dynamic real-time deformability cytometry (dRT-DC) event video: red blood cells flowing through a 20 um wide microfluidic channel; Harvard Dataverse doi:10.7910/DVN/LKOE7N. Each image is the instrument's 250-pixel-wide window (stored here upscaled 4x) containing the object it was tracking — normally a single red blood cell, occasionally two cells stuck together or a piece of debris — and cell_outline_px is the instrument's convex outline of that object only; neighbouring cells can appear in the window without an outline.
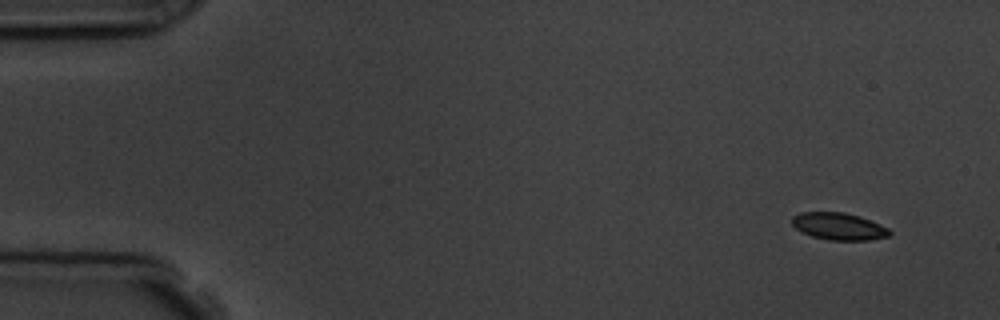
{"species": "common noctule bat (a hibernating species)", "species_latin": "Nyctalus noctula", "temperature_condition": "room temperature", "stored_images_in_passage": 7, "camera_frame_rate_fps": 3000, "um_per_image_px": 0.085, "animal": {"sex": "male", "body_mass_g": 19.5, "forearm_length_mm": 54.6}, "frame": {"image": 1, "passage_image": 1, "time_ms": 0.0, "image_size_px": [1000, 320], "cell_outline_px": [[892, 236], [868, 240], [828, 240], [812, 236], [800, 232], [792, 224], [792, 216], [800, 212], [844, 212], [860, 216], [880, 224], [888, 228], [892, 232]], "centroid_in_image_um": [71.31, 19.24], "position_along_channel_um": 13.7, "area_um2": 15.61}}
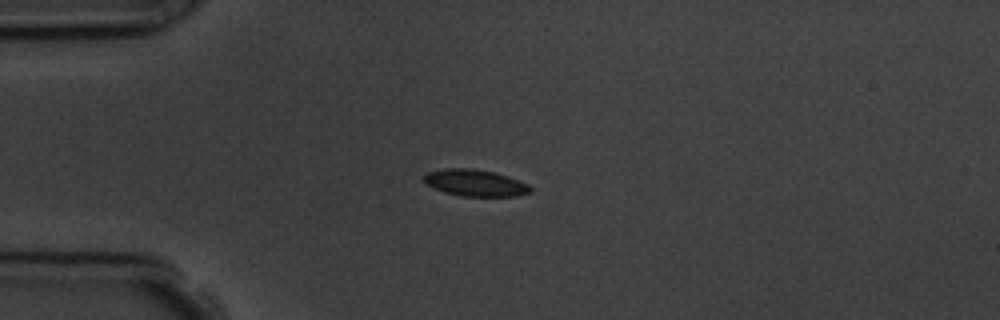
{"frame": {"image": 2, "passage_image": 4, "time_ms": 3.333, "image_size_px": [1000, 320], "cell_outline_px": [[532, 192], [516, 196], [460, 196], [444, 192], [432, 188], [424, 184], [424, 176], [428, 172], [448, 168], [472, 168], [496, 172], [508, 176], [528, 184], [532, 188]], "centroid_in_image_um": [40.39, 15.55], "position_along_channel_um": 44.6, "area_um2": 16.7}}
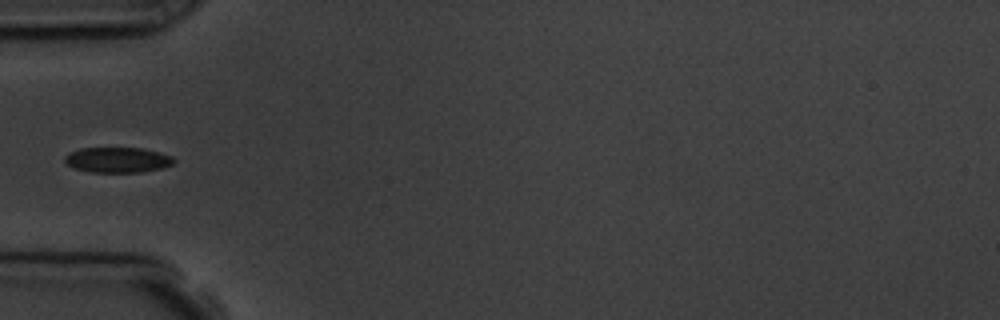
{"frame": {"image": 3, "passage_image": 5, "time_ms": 4.667, "image_size_px": [1000, 320], "cell_outline_px": [[176, 160], [172, 164], [164, 168], [144, 172], [92, 172], [72, 168], [64, 160], [64, 156], [68, 152], [80, 148], [140, 148], [172, 156]], "centroid_in_image_um": [9.97, 13.6], "position_along_channel_um": 75.0, "area_um2": 16.18}}